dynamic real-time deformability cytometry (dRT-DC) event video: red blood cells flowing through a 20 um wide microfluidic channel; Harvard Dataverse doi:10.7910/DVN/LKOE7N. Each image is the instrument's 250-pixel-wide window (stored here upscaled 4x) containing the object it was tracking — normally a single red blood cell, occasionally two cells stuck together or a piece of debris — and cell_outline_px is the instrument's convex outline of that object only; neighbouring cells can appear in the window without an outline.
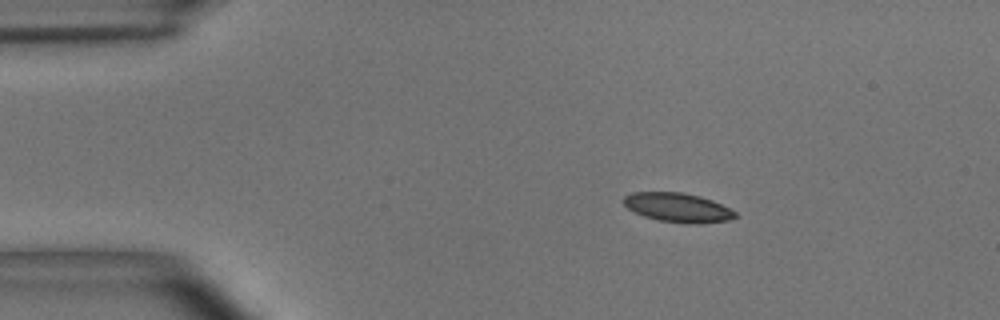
{"species": "common noctule bat (a hibernating species)", "species_latin": "Nyctalus noctula", "temperature_condition": "room temperature", "stored_images_in_passage": 4, "camera_frame_rate_fps": 3000, "um_per_image_px": 0.085, "animal": {"sex": "male", "body_mass_g": 15.6}, "frame": {"image": 1, "passage_image": 2, "time_ms": 0.333, "image_size_px": [1000, 320], "cell_outline_px": [[736, 216], [728, 220], [700, 224], [688, 224], [660, 220], [644, 216], [628, 208], [624, 204], [624, 196], [632, 192], [680, 192], [700, 196], [712, 200], [736, 212]], "centroid_in_image_um": [57.61, 17.64], "position_along_channel_um": 27.4, "area_um2": 18.79}}
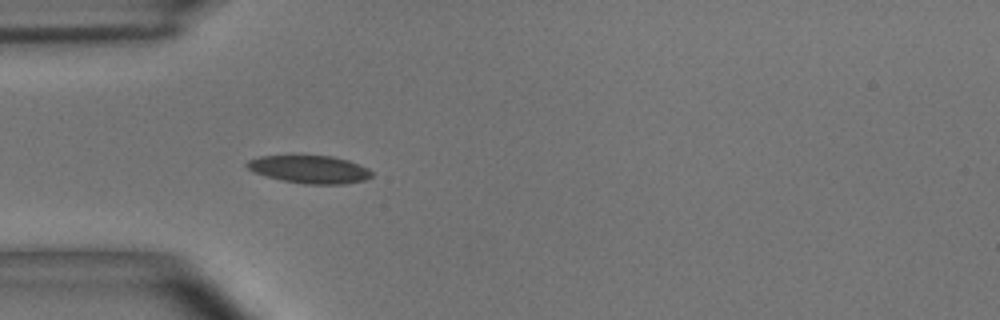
{"frame": {"image": 2, "passage_image": 4, "time_ms": 1.0, "image_size_px": [1000, 320], "cell_outline_px": [[372, 176], [364, 180], [344, 184], [304, 184], [280, 180], [252, 172], [244, 164], [248, 160], [260, 156], [332, 156], [348, 160], [368, 168], [372, 172]], "centroid_in_image_um": [26.29, 14.4], "position_along_channel_um": 58.7, "area_um2": 20.23}}